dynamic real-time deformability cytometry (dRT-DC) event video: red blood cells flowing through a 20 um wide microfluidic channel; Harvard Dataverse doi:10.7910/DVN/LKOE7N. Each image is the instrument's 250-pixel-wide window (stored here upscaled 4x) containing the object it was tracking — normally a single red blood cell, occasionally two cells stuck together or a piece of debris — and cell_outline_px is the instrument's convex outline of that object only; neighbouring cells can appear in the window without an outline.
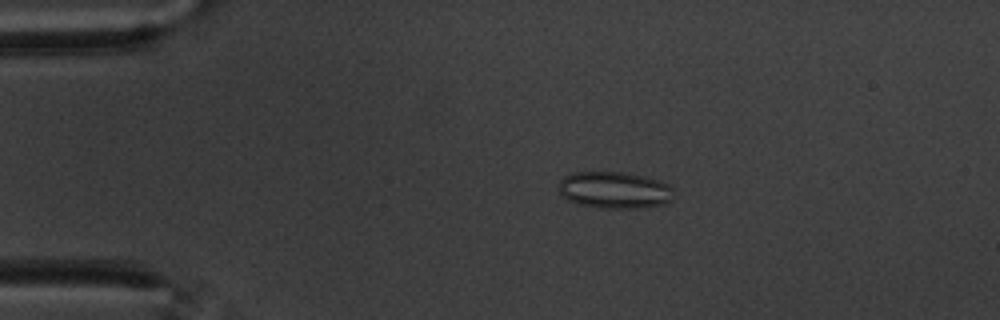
{"species": "common noctule bat (a hibernating species)", "species_latin": "Nyctalus noctula", "temperature_condition": "warm", "stored_images_in_passage": 50, "camera_frame_rate_fps": 3000, "um_per_image_px": 0.085, "animal": {"sex": "male", "body_mass_g": 20.1, "forearm_length_mm": 53.5}, "frame": {"image": 1, "passage_image": 4, "time_ms": 1.0, "image_size_px": [1000, 320], "cell_outline_px": [[672, 200], [664, 204], [640, 208], [600, 208], [580, 204], [568, 200], [560, 192], [560, 180], [564, 176], [572, 172], [628, 172], [644, 176], [668, 184], [672, 188]], "centroid_in_image_um": [52.24, 16.15], "position_along_channel_um": 32.8, "area_um2": 24.62}}
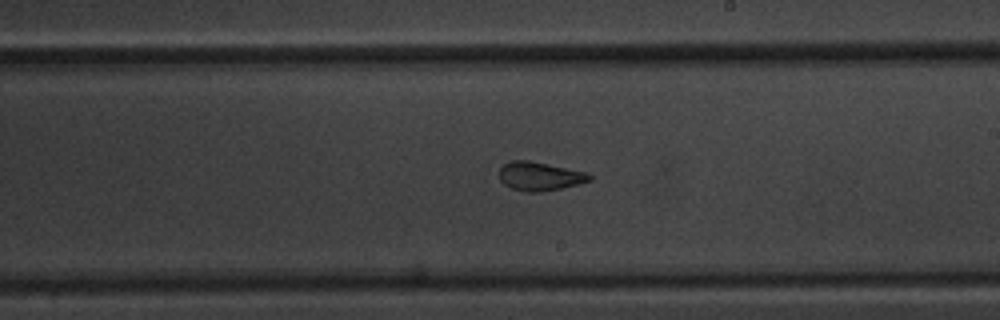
{"frame": {"image": 2, "passage_image": 26, "time_ms": 8.333, "image_size_px": [1000, 320], "cell_outline_px": [[592, 180], [580, 184], [540, 192], [528, 192], [512, 188], [504, 184], [500, 180], [500, 168], [504, 164], [512, 160], [528, 160], [588, 172], [592, 176]], "centroid_in_image_um": [45.91, 14.98], "position_along_channel_um": 243.1, "area_um2": 15.09}}
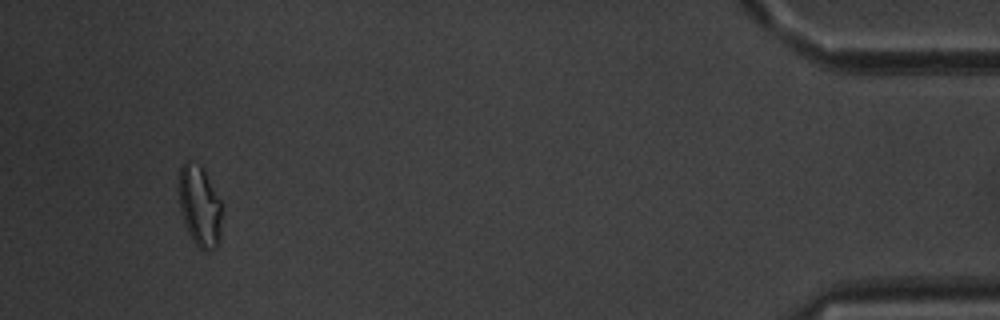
{"frame": {"image": 3, "passage_image": 47, "time_ms": 15.333, "image_size_px": [1000, 320], "cell_outline_px": [[220, 244], [216, 248], [208, 252], [204, 252], [192, 240], [184, 224], [180, 208], [176, 188], [180, 168], [184, 160], [188, 160], [200, 164], [204, 168], [220, 200]], "centroid_in_image_um": [16.93, 17.49], "position_along_channel_um": 418.3, "area_um2": 20.92}, "authors_computed_cell_mechanics": {"area_um2": 16.9932, "velocity_mm_per_s": 3.488, "shape_relaxation_time_tau1_ms": null, "shape_relaxation_time_tau2_ms": 1.4485, "deformation_change_tau1": null, "deformation_change_tau2": 0.084}}